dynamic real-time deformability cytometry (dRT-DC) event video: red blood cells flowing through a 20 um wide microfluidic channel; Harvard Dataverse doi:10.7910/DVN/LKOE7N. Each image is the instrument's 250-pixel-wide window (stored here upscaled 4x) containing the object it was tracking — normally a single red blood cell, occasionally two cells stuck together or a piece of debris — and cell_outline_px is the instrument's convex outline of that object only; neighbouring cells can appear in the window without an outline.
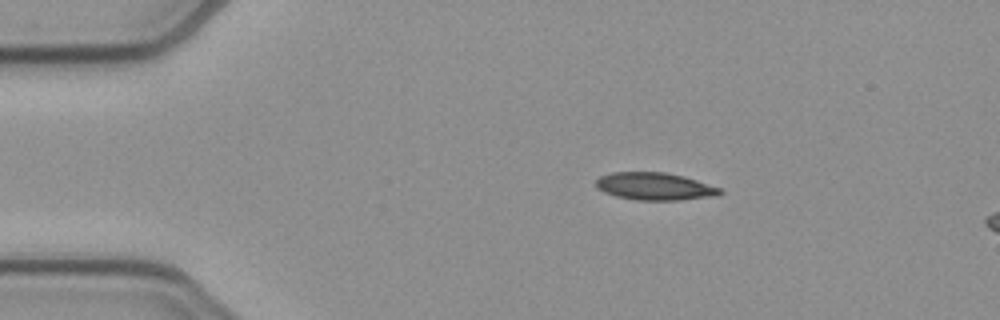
{"species": "common noctule bat (a hibernating species)", "species_latin": "Nyctalus noctula", "temperature_condition": "cold", "stored_images_in_passage": 7, "camera_frame_rate_fps": 3000, "um_per_image_px": 0.085, "animal": {"sex": "female", "body_mass_g": 21.9}, "frame": {"image": 1, "passage_image": 1, "time_ms": 0.0, "image_size_px": [1000, 320], "cell_outline_px": [[724, 192], [720, 196], [680, 200], [636, 200], [616, 196], [604, 192], [596, 188], [596, 180], [600, 176], [612, 172], [664, 172], [684, 176], [720, 188]], "centroid_in_image_um": [55.67, 15.85], "position_along_channel_um": 29.3, "area_um2": 20.0}}